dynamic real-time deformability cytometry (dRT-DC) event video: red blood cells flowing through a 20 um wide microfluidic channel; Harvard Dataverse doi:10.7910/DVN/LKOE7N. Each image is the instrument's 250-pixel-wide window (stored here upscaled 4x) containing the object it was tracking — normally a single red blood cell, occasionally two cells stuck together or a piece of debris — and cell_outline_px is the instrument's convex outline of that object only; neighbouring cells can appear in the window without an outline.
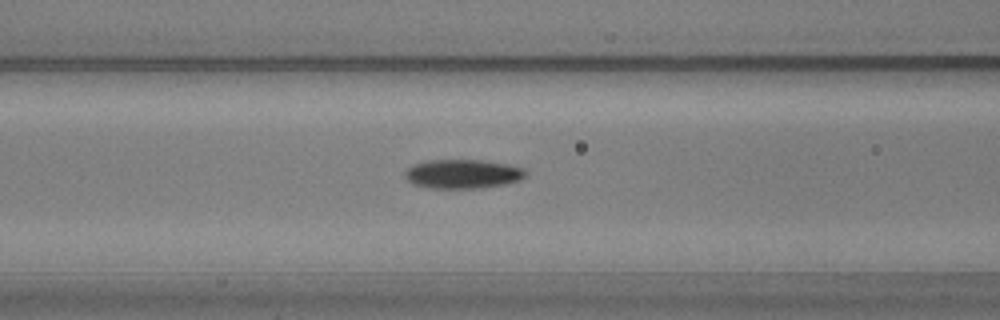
{"species": "common noctule bat (a hibernating species)", "species_latin": "Nyctalus noctula", "temperature_condition": "warm", "stored_images_in_passage": 56, "camera_frame_rate_fps": 3000, "um_per_image_px": 0.085, "animal": {"sex": "male", "body_mass_g": 20.5, "forearm_length_mm": 52.5}, "frame": {"image": 1, "passage_image": 22, "time_ms": 7.0, "image_size_px": [1000, 320], "cell_outline_px": [[528, 172], [520, 180], [508, 184], [480, 188], [428, 188], [412, 184], [404, 176], [404, 172], [412, 164], [428, 160], [484, 160], [508, 164], [524, 168]], "centroid_in_image_um": [39.34, 14.78], "position_along_channel_um": 127.3, "area_um2": 20.75}}
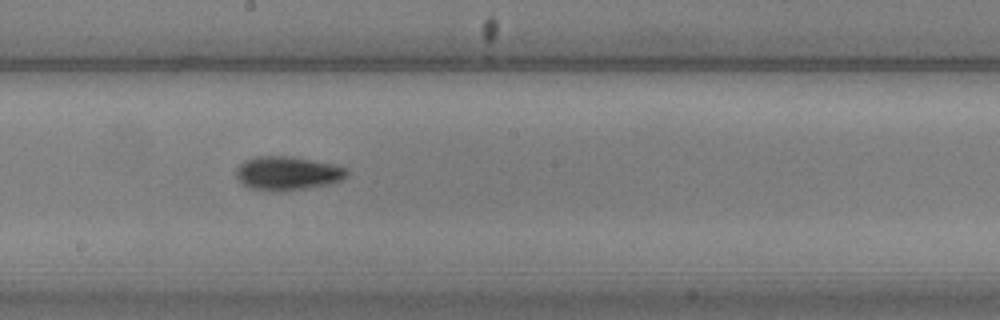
{"frame": {"image": 2, "passage_image": 30, "time_ms": 9.667, "image_size_px": [1000, 320], "cell_outline_px": [[348, 176], [340, 180], [328, 184], [308, 188], [276, 192], [252, 188], [244, 184], [236, 176], [236, 168], [244, 160], [256, 156], [292, 156], [332, 164], [348, 168]], "centroid_in_image_um": [24.44, 14.72], "position_along_channel_um": 223.8, "area_um2": 21.79}}
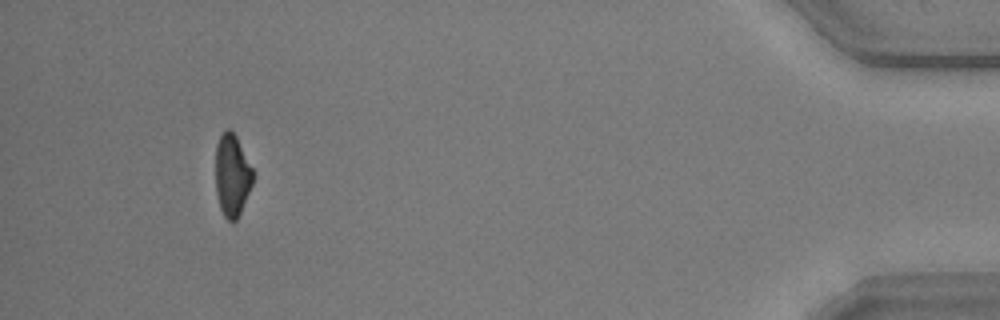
{"frame": {"image": 3, "passage_image": 52, "time_ms": 17.0, "image_size_px": [1000, 320], "cell_outline_px": [[252, 184], [240, 212], [236, 220], [232, 224], [224, 216], [220, 208], [216, 192], [216, 144], [220, 136], [228, 128], [236, 136], [252, 168]], "centroid_in_image_um": [19.71, 14.92], "position_along_channel_um": 415.5, "area_um2": 17.57}, "authors_computed_cell_mechanics": {"area_um2": 19.652, "velocity_mm_per_s": 3.6145, "shape_relaxation_time_tau1_ms": 4.4256, "shape_relaxation_time_tau2_ms": 6.0433, "deformation_change_tau1": 0.1458, "deformation_change_tau2": 0.1072}}